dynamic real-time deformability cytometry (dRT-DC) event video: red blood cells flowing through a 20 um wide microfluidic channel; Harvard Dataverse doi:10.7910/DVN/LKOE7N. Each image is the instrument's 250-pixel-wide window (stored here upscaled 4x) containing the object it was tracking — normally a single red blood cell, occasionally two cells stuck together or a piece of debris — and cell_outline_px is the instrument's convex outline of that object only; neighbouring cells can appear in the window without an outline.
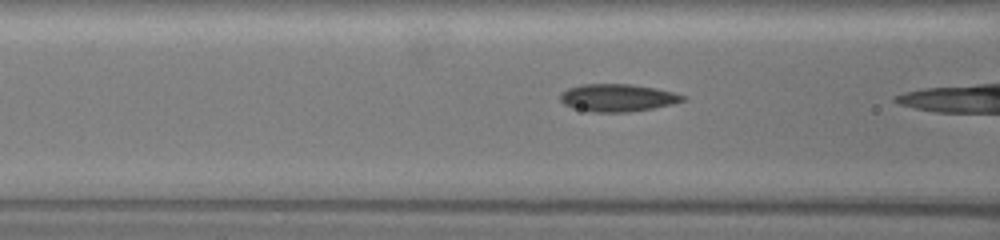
{"species": "common noctule bat (a hibernating species)", "species_latin": "Nyctalus noctula", "temperature_condition": "warm", "stored_images_in_passage": 52, "camera_frame_rate_fps": 3000, "um_per_image_px": 0.085, "animal": {"sex": "female", "body_mass_g": 19.5, "forearm_length_mm": 54.1}, "frame": {"image": 1, "passage_image": 25, "time_ms": 8.0, "image_size_px": [1000, 240], "cell_outline_px": [[688, 96], [684, 100], [672, 104], [652, 108], [628, 112], [592, 112], [572, 108], [564, 104], [560, 100], [560, 92], [568, 88], [580, 84], [628, 84], [656, 88]], "centroid_in_image_um": [52.46, 8.31], "position_along_channel_um": 114.1, "area_um2": 19.71}}
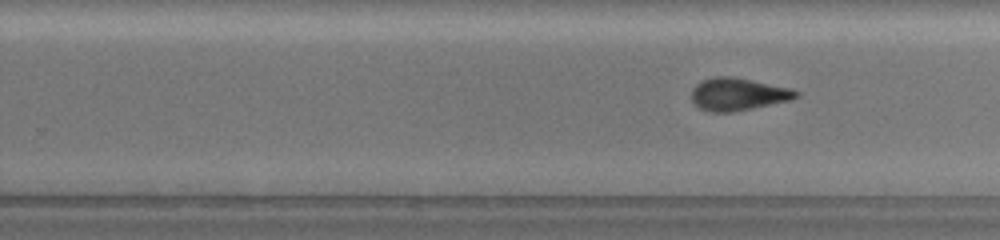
{"frame": {"image": 2, "passage_image": 40, "time_ms": 13.0, "image_size_px": [1000, 240], "cell_outline_px": [[800, 96], [792, 100], [732, 112], [712, 112], [700, 108], [692, 100], [692, 88], [696, 84], [704, 80], [716, 76], [732, 76], [792, 88], [800, 92]], "centroid_in_image_um": [62.78, 8.0], "position_along_channel_um": 267.0, "area_um2": 19.83}}
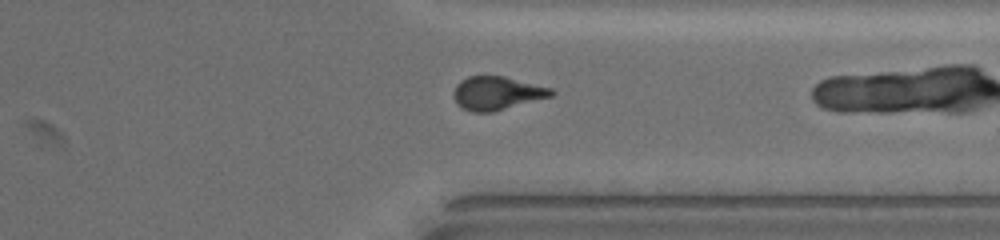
{"frame": {"image": 3, "passage_image": 50, "time_ms": 16.333, "image_size_px": [1000, 240], "cell_outline_px": [[556, 92], [552, 96], [492, 112], [472, 112], [456, 104], [456, 84], [460, 80], [468, 76], [504, 76], [552, 88]], "centroid_in_image_um": [42.27, 7.91], "position_along_channel_um": 369.1, "area_um2": 18.79}}